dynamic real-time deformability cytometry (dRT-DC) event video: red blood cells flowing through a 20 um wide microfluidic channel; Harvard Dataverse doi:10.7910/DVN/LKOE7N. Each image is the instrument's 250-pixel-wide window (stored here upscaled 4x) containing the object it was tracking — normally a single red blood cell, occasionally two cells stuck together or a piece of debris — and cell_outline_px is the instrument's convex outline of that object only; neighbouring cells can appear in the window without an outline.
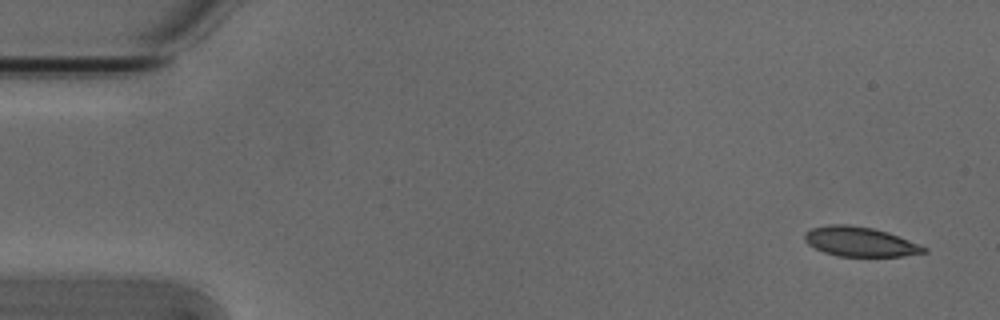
{"species": "Egyptian fruit bat (a non-hibernating species)", "species_latin": "Rousettus aegyptiacus", "temperature_condition": "cold", "stored_images_in_passage": 4, "camera_frame_rate_fps": 3000, "um_per_image_px": 0.085, "animal": {"sex": "male"}, "frame": {"image": 1, "passage_image": 1, "time_ms": 0.0, "image_size_px": [1000, 320], "cell_outline_px": [[928, 252], [904, 256], [836, 256], [824, 252], [808, 244], [804, 240], [804, 232], [812, 228], [828, 224], [848, 224], [872, 228], [888, 232], [928, 248]], "centroid_in_image_um": [73.08, 20.54], "position_along_channel_um": 11.9, "area_um2": 20.58}}
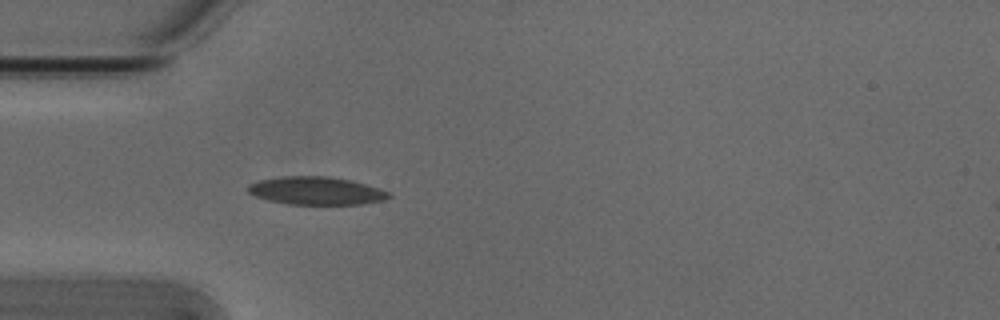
{"frame": {"image": 2, "passage_image": 4, "time_ms": 1.0, "image_size_px": [1000, 320], "cell_outline_px": [[392, 196], [384, 200], [360, 204], [288, 204], [268, 200], [256, 196], [248, 192], [248, 184], [260, 180], [280, 176], [328, 176], [348, 180], [380, 188], [388, 192]], "centroid_in_image_um": [26.86, 16.21], "position_along_channel_um": 58.1, "area_um2": 22.77}}